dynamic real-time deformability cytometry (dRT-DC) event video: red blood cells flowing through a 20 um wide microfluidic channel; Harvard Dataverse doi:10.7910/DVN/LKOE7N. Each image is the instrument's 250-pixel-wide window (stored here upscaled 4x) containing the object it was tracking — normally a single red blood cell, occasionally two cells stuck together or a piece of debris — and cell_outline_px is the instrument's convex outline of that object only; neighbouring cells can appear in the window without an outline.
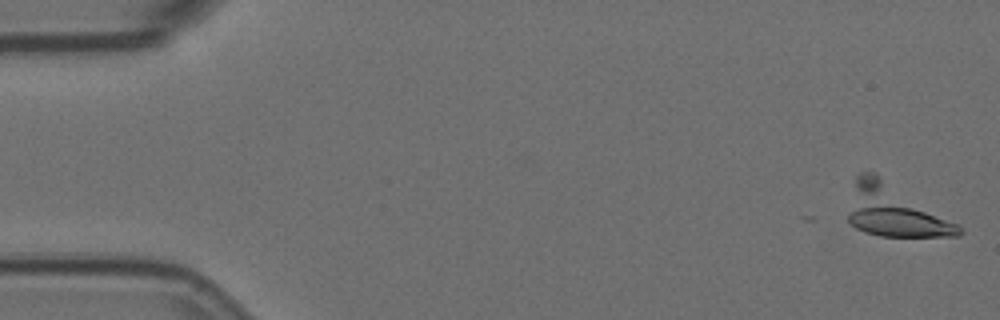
{"species": "Egyptian fruit bat (a non-hibernating species)", "species_latin": "Rousettus aegyptiacus", "temperature_condition": "room temperature", "stored_images_in_passage": 7, "camera_frame_rate_fps": 3000, "um_per_image_px": 0.085, "animal": {"sex": "female"}, "frame": {"image": 1, "passage_image": 1, "time_ms": 0.0, "image_size_px": [1000, 320], "cell_outline_px": [[964, 232], [960, 236], [880, 236], [864, 232], [856, 228], [848, 220], [848, 216], [856, 176], [860, 172], [872, 172], [960, 224]], "centroid_in_image_um": [76.07, 17.96], "position_along_channel_um": 8.9, "area_um2": 32.71}}
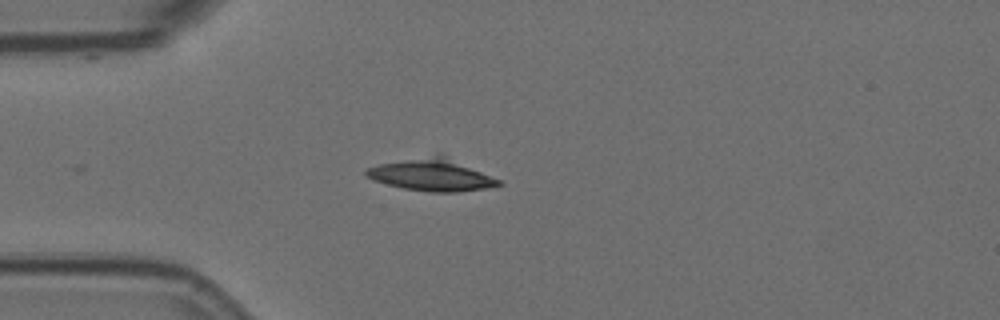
{"frame": {"image": 2, "passage_image": 5, "time_ms": 1.333, "image_size_px": [1000, 320], "cell_outline_px": [[504, 184], [484, 188], [456, 192], [432, 192], [404, 188], [372, 180], [364, 176], [364, 168], [380, 164], [436, 156], [444, 156], [504, 180]], "centroid_in_image_um": [36.72, 14.9], "position_along_channel_um": 48.3, "area_um2": 24.1}}